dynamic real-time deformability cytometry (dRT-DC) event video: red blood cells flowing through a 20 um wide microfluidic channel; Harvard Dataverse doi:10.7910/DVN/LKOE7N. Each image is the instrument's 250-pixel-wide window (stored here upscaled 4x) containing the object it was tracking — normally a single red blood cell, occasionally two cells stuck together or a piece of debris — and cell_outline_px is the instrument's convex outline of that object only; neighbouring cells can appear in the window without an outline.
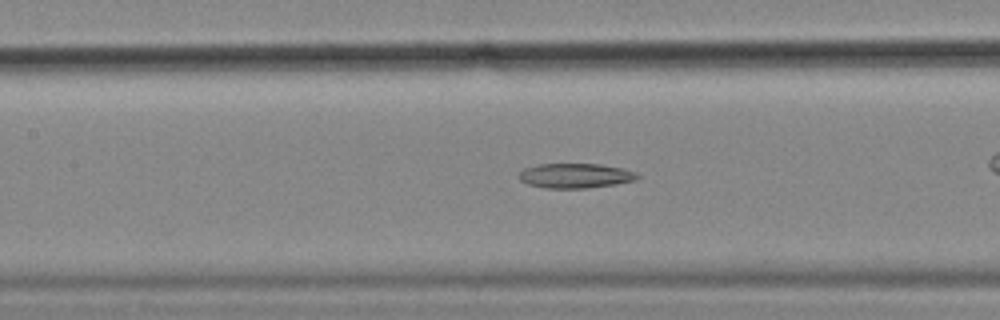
{"species": "common noctule bat (a hibernating species)", "species_latin": "Nyctalus noctula", "temperature_condition": "cold", "stored_images_in_passage": 57, "camera_frame_rate_fps": 3000, "um_per_image_px": 0.085, "animal": {"sex": "female", "body_mass_g": 18.4}, "frame": {"image": 1, "passage_image": 25, "time_ms": 8.0, "image_size_px": [1000, 320], "cell_outline_px": [[640, 176], [636, 180], [616, 184], [588, 188], [544, 188], [528, 184], [520, 180], [520, 172], [524, 168], [536, 164], [600, 164], [624, 168], [636, 172]], "centroid_in_image_um": [48.93, 14.93], "position_along_channel_um": 158.5, "area_um2": 17.17}}